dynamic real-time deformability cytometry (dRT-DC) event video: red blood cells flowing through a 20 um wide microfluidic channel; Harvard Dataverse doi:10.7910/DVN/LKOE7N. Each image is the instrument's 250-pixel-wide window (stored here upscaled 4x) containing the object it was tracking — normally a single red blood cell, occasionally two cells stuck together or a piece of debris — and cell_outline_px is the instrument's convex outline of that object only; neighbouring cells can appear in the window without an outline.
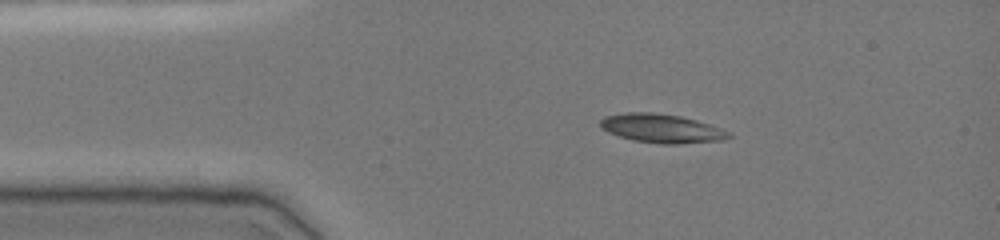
{"species": "common noctule bat (a hibernating species)", "species_latin": "Nyctalus noctula", "temperature_condition": "cold", "stored_images_in_passage": 41, "camera_frame_rate_fps": 3000, "um_per_image_px": 0.085, "animal": {"sex": "female", "body_mass_g": 19.0, "forearm_length_mm": 51.5}, "frame": {"image": 1, "passage_image": 1, "time_ms": 0.0, "image_size_px": [1000, 240], "cell_outline_px": [[732, 136], [724, 140], [680, 144], [660, 144], [632, 140], [608, 132], [600, 128], [600, 120], [604, 116], [624, 112], [652, 112], [680, 116], [696, 120], [732, 132]], "centroid_in_image_um": [56.23, 10.92], "position_along_channel_um": 28.8, "area_um2": 21.73}}
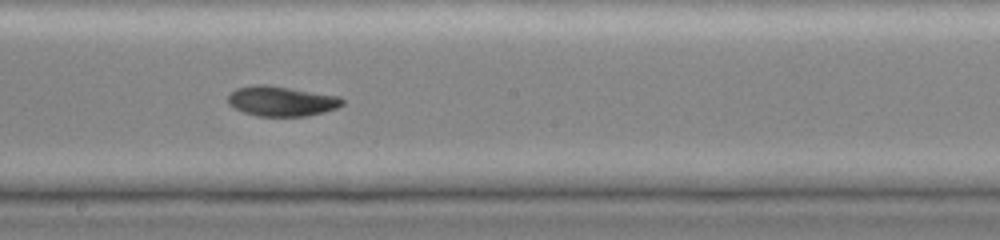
{"frame": {"image": 2, "passage_image": 19, "time_ms": 6.0, "image_size_px": [1000, 240], "cell_outline_px": [[344, 104], [336, 108], [324, 112], [308, 116], [256, 116], [244, 112], [228, 104], [228, 92], [236, 88], [256, 84], [264, 84], [340, 96], [344, 100]], "centroid_in_image_um": [23.91, 8.59], "position_along_channel_um": 224.3, "area_um2": 20.06}}
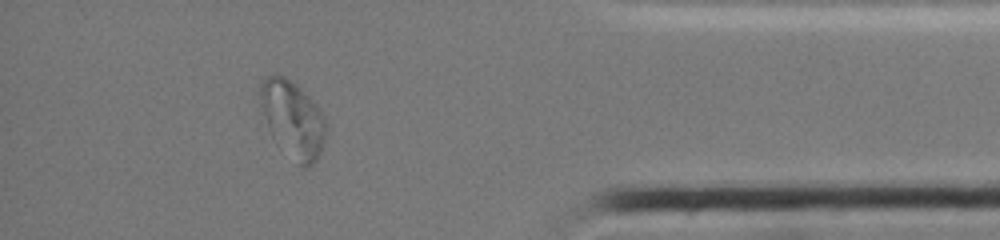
{"frame": {"image": 3, "passage_image": 35, "time_ms": 11.333, "image_size_px": [1000, 240], "cell_outline_px": [[328, 128], [320, 152], [316, 160], [308, 168], [300, 168], [296, 164], [272, 136], [268, 128], [260, 104], [260, 84], [264, 76], [272, 72], [284, 76], [296, 84], [316, 104], [324, 116], [328, 124]], "centroid_in_image_um": [24.89, 10.12], "position_along_channel_um": 410.3, "area_um2": 29.77}, "authors_computed_cell_mechanics": {"area_um2": 20.6924, "velocity_mm_per_s": 3.9162, "shape_relaxation_time_tau1_ms": 5.3815, "shape_relaxation_time_tau2_ms": 2.1796, "deformation_change_tau1": 0.194, "deformation_change_tau2": 0.0369}}